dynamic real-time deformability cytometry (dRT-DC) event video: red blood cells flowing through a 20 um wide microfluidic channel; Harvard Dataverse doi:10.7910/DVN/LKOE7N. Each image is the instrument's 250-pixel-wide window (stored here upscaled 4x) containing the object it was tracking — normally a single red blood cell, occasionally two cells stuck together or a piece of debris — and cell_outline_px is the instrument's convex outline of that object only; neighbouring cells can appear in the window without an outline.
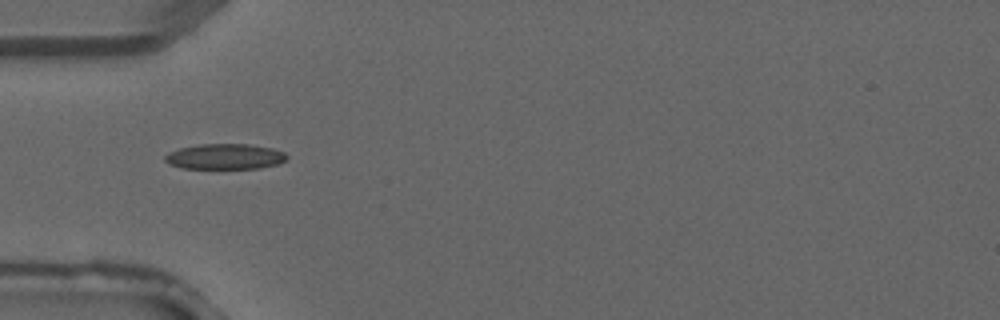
{"species": "common noctule bat (a hibernating species)", "species_latin": "Nyctalus noctula", "temperature_condition": "warm", "stored_images_in_passage": 3, "camera_frame_rate_fps": 3000, "um_per_image_px": 0.085, "animal": {"sex": "male", "forearm_length_mm": 52.5}, "frame": {"image": 1, "passage_image": 2, "time_ms": 0.333, "image_size_px": [1000, 320], "cell_outline_px": [[288, 160], [276, 164], [260, 168], [180, 168], [164, 160], [164, 156], [168, 152], [180, 148], [200, 144], [248, 144], [272, 148], [284, 152], [288, 156]], "centroid_in_image_um": [19.14, 13.3], "position_along_channel_um": 65.9, "area_um2": 18.03}}